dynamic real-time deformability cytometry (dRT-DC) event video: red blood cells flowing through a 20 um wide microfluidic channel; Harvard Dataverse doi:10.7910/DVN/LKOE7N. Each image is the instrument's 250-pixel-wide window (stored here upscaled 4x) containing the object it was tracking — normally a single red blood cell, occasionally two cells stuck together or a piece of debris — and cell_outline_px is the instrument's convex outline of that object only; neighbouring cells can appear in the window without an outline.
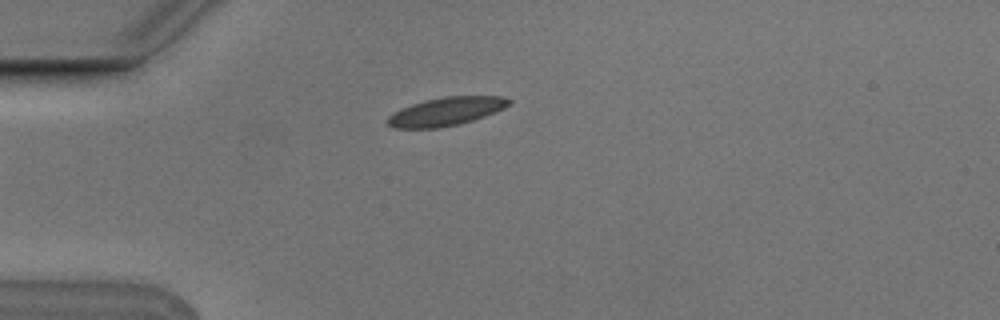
{"species": "Egyptian fruit bat (a non-hibernating species)", "species_latin": "Rousettus aegyptiacus", "temperature_condition": "cold", "stored_images_in_passage": 3, "camera_frame_rate_fps": 3000, "um_per_image_px": 0.085, "animal": {"sex": "male"}, "frame": {"image": 1, "passage_image": 3, "time_ms": 0.667, "image_size_px": [1000, 320], "cell_outline_px": [[512, 104], [496, 112], [460, 124], [440, 128], [396, 128], [388, 124], [384, 120], [392, 112], [400, 108], [424, 100], [444, 96], [504, 96], [512, 100]], "centroid_in_image_um": [37.91, 9.47], "position_along_channel_um": 47.1, "area_um2": 20.35}}